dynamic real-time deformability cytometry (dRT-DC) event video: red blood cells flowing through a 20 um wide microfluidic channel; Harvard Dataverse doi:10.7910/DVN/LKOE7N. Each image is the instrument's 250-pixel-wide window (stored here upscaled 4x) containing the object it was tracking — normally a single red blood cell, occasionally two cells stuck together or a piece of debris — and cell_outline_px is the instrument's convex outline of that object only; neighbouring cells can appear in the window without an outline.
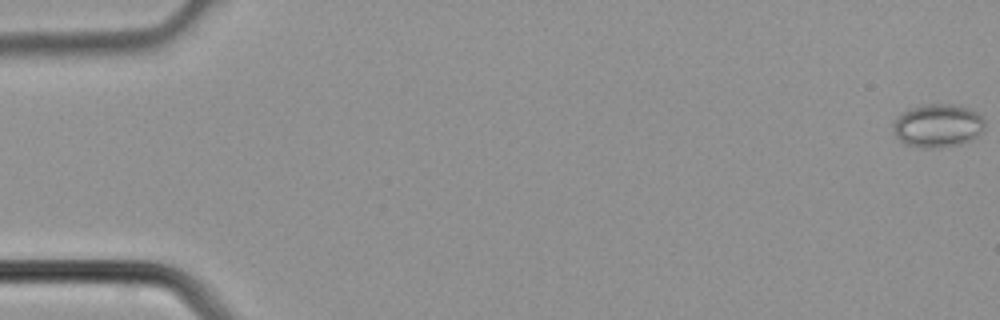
{"species": "common noctule bat (a hibernating species)", "species_latin": "Nyctalus noctula", "temperature_condition": "cold", "stored_images_in_passage": 3, "camera_frame_rate_fps": 3000, "um_per_image_px": 0.085, "animal": {"sex": "male", "body_mass_g": 21.5, "forearm_length_mm": 52.0}, "frame": {"image": 1, "passage_image": 1, "time_ms": 0.0, "image_size_px": [1000, 320], "cell_outline_px": [[984, 128], [972, 140], [960, 144], [932, 148], [924, 148], [908, 144], [900, 140], [892, 132], [892, 124], [896, 116], [900, 112], [912, 108], [932, 104], [952, 104], [968, 108], [976, 112], [984, 120]], "centroid_in_image_um": [79.67, 10.68], "position_along_channel_um": 5.3, "area_um2": 23.0}}